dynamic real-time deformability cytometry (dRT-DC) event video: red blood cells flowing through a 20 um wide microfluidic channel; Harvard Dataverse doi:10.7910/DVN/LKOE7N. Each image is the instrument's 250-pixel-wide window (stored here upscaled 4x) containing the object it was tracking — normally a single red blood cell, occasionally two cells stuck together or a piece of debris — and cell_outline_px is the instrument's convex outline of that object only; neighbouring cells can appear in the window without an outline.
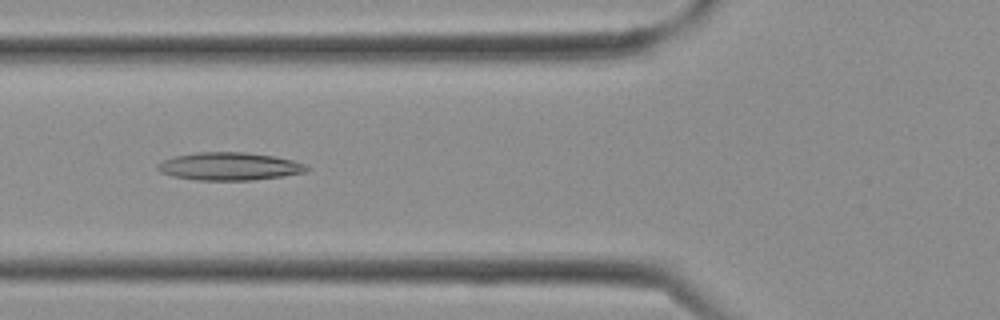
{"species": "Egyptian fruit bat (a non-hibernating species)", "species_latin": "Rousettus aegyptiacus", "temperature_condition": "cold", "stored_images_in_passage": 18, "camera_frame_rate_fps": 3000, "um_per_image_px": 0.085, "frame": {"image": 1, "passage_image": 11, "time_ms": 3.333, "image_size_px": [1000, 320], "cell_outline_px": [[308, 172], [252, 180], [196, 180], [172, 176], [160, 172], [156, 168], [156, 164], [172, 156], [196, 152], [244, 152], [272, 156], [292, 160], [304, 164], [308, 168]], "centroid_in_image_um": [19.44, 14.14], "position_along_channel_um": 106.4, "area_um2": 24.16}}
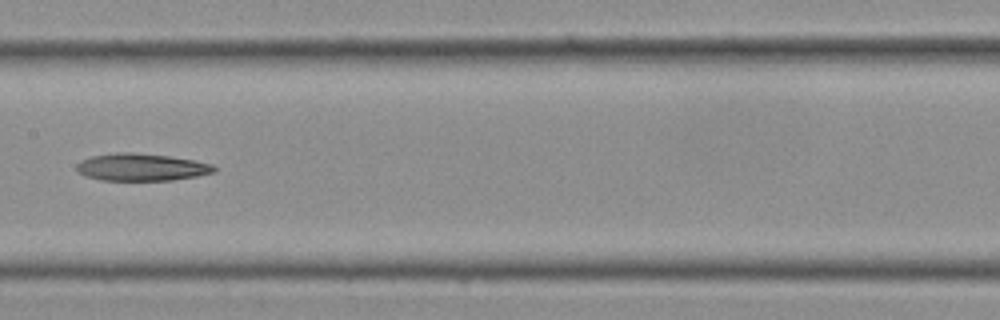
{"frame": {"image": 2, "passage_image": 15, "time_ms": 4.667, "image_size_px": [1000, 320], "cell_outline_px": [[216, 172], [196, 176], [172, 180], [100, 180], [84, 176], [76, 168], [76, 164], [92, 156], [116, 152], [136, 152], [168, 156], [196, 160], [212, 164], [216, 168]], "centroid_in_image_um": [12.04, 14.2], "position_along_channel_um": 195.4, "area_um2": 21.91}}
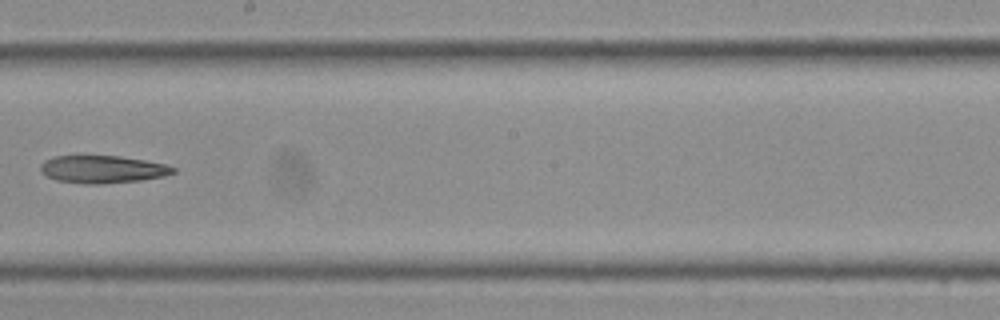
{"frame": {"image": 3, "passage_image": 17, "time_ms": 5.333, "image_size_px": [1000, 320], "cell_outline_px": [[176, 172], [164, 176], [140, 180], [100, 184], [88, 184], [56, 180], [44, 176], [40, 172], [40, 164], [44, 160], [52, 156], [120, 156], [144, 160], [164, 164], [176, 168]], "centroid_in_image_um": [8.67, 14.39], "position_along_channel_um": 239.5, "area_um2": 21.39}}